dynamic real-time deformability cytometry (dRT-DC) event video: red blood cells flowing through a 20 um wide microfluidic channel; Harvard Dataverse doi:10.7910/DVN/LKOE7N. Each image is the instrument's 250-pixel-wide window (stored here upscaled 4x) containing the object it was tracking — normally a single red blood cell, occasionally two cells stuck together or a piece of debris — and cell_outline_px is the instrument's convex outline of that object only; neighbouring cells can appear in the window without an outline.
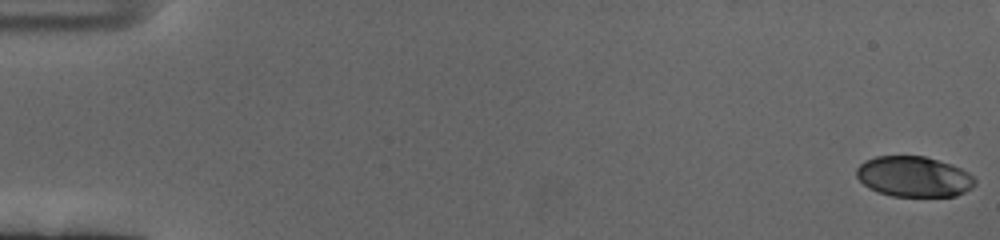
{"species": "human", "species_latin": "Homo sapiens", "temperature_condition": "cold", "stored_images_in_passage": 55, "camera_frame_rate_fps": 3000, "um_per_image_px": 0.085, "donor": {"sex": "female"}, "frame": {"image": 1, "passage_image": 1, "time_ms": 0.0, "image_size_px": [1000, 240], "cell_outline_px": [[976, 184], [972, 188], [956, 196], [892, 196], [876, 192], [868, 188], [856, 176], [856, 168], [864, 160], [876, 156], [924, 156], [952, 164], [968, 172], [976, 180]], "centroid_in_image_um": [77.66, 15.01], "position_along_channel_um": 7.3, "area_um2": 28.15}}
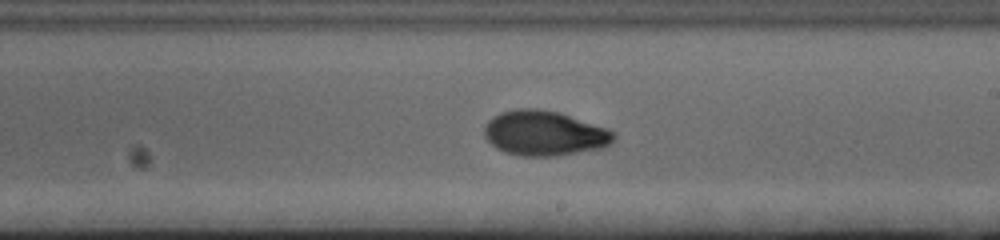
{"frame": {"image": 2, "passage_image": 37, "time_ms": 12.0, "image_size_px": [1000, 240], "cell_outline_px": [[616, 136], [612, 144], [604, 148], [556, 156], [520, 156], [504, 152], [496, 148], [484, 136], [484, 128], [488, 120], [500, 112], [516, 108], [536, 108], [556, 112], [608, 128], [616, 132]], "centroid_in_image_um": [46.29, 11.33], "position_along_channel_um": 242.7, "area_um2": 34.1}}
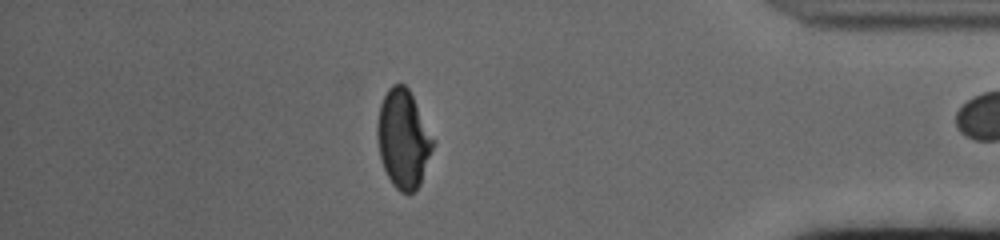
{"frame": {"image": 3, "passage_image": 54, "time_ms": 17.667, "image_size_px": [1000, 240], "cell_outline_px": [[436, 140], [420, 184], [408, 196], [400, 192], [392, 184], [384, 168], [380, 156], [376, 136], [376, 124], [380, 104], [388, 88], [392, 84], [404, 84], [408, 88]], "centroid_in_image_um": [34.28, 11.81], "position_along_channel_um": 400.9, "area_um2": 32.19}}